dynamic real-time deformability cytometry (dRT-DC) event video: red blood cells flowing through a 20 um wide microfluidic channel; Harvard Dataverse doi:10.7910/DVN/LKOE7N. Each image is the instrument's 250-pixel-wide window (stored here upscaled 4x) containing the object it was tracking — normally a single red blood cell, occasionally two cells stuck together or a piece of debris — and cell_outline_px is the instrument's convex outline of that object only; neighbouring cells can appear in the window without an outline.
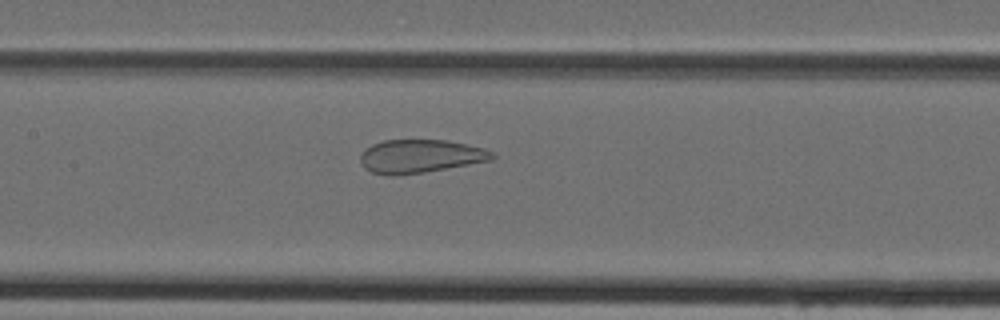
{"species": "Egyptian fruit bat (a non-hibernating species)", "species_latin": "Rousettus aegyptiacus", "temperature_condition": "cold", "stored_images_in_passage": 37, "camera_frame_rate_fps": 3000, "um_per_image_px": 0.085, "animal": {"sex": "female"}, "frame": {"image": 1, "passage_image": 15, "time_ms": 4.667, "image_size_px": [1000, 320], "cell_outline_px": [[496, 156], [492, 160], [424, 172], [396, 176], [392, 176], [372, 172], [364, 168], [360, 160], [360, 156], [372, 144], [384, 140], [448, 140], [484, 148], [496, 152]], "centroid_in_image_um": [35.76, 13.28], "position_along_channel_um": 171.6, "area_um2": 25.61}}
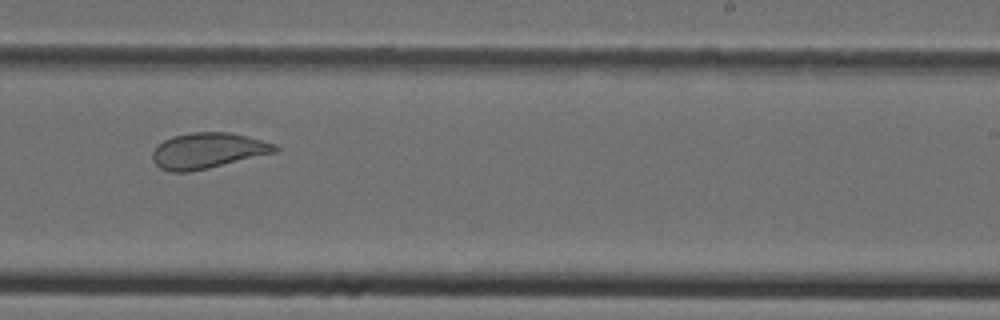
{"frame": {"image": 2, "passage_image": 22, "time_ms": 7.0, "image_size_px": [1000, 320], "cell_outline_px": [[280, 148], [276, 152], [208, 168], [188, 172], [172, 172], [160, 168], [152, 160], [152, 152], [156, 144], [172, 136], [192, 132], [232, 132], [248, 136], [276, 144]], "centroid_in_image_um": [17.64, 12.79], "position_along_channel_um": 271.4, "area_um2": 25.61}}
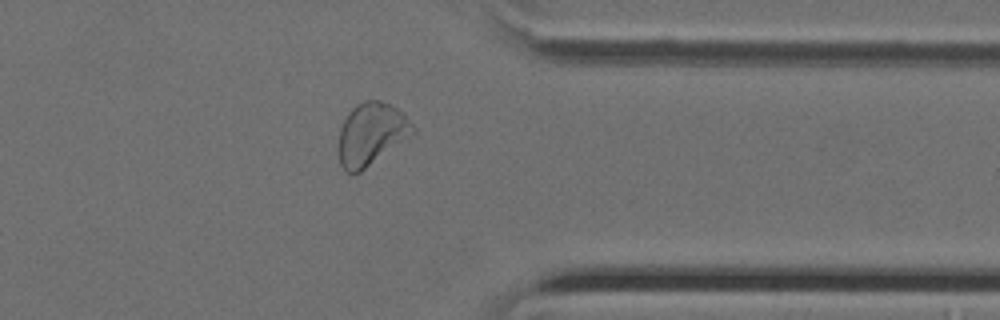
{"frame": {"image": 3, "passage_image": 30, "time_ms": 9.667, "image_size_px": [1000, 320], "cell_outline_px": [[416, 132], [412, 136], [360, 172], [352, 176], [340, 164], [340, 128], [348, 112], [356, 104], [364, 100], [380, 100], [404, 112], [416, 128]], "centroid_in_image_um": [31.6, 11.38], "position_along_channel_um": 379.8, "area_um2": 27.11}}